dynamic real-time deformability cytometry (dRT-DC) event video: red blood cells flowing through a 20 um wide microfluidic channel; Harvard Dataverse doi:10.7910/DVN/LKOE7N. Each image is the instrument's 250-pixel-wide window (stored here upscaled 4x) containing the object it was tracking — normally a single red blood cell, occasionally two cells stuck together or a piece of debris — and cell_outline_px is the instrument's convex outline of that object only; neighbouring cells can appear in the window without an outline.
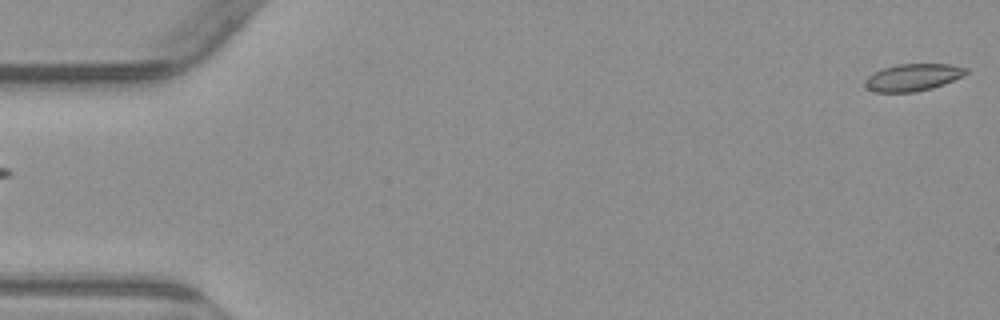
{"species": "common noctule bat (a hibernating species)", "species_latin": "Nyctalus noctula", "temperature_condition": "warm", "stored_images_in_passage": 6, "segment_of_instrument_passage": [2, 2], "camera_frame_rate_fps": 3000, "um_per_image_px": 0.085, "animal": {"sex": "male", "body_mass_g": 23.1, "forearm_length_mm": 52.7}, "frame": {"image": 1, "passage_image": 6, "time_ms": 6.0, "image_size_px": [1000, 320], "cell_outline_px": [[968, 72], [964, 76], [944, 84], [932, 88], [916, 92], [876, 92], [868, 88], [864, 84], [864, 80], [868, 76], [884, 68], [896, 64], [952, 64], [968, 68]], "centroid_in_image_um": [77.64, 6.57], "position_along_channel_um": 7.4, "area_um2": 16.01}}